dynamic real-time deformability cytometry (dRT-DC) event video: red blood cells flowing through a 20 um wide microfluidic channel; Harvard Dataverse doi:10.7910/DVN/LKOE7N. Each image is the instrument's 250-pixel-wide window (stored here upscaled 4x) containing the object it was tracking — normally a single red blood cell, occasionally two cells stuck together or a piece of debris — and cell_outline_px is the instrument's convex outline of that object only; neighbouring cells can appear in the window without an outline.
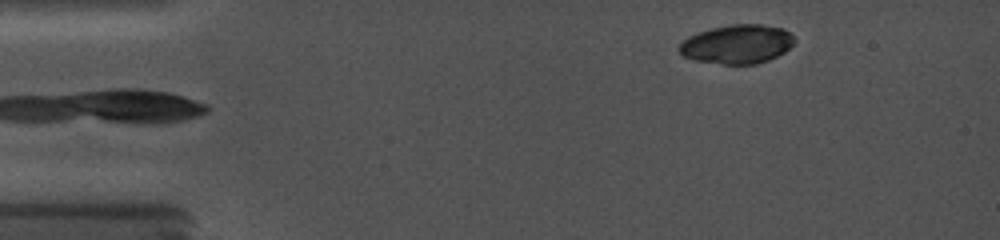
{"species": "common noctule bat (a hibernating species)", "species_latin": "Nyctalus noctula", "temperature_condition": "cold", "stored_images_in_passage": 4, "camera_frame_rate_fps": 5000, "um_per_image_px": 0.085, "animal": {"sex": "female", "body_mass_g": 19.0, "forearm_length_mm": 56.7}, "frame": {"image": 1, "passage_image": 2, "time_ms": 1.2, "image_size_px": [1000, 240], "cell_outline_px": [[796, 40], [784, 52], [768, 60], [756, 64], [724, 64], [696, 60], [684, 56], [680, 52], [680, 44], [688, 36], [712, 28], [732, 24], [760, 24], [784, 28]], "centroid_in_image_um": [62.68, 3.75], "position_along_channel_um": 22.3, "area_um2": 25.84}}